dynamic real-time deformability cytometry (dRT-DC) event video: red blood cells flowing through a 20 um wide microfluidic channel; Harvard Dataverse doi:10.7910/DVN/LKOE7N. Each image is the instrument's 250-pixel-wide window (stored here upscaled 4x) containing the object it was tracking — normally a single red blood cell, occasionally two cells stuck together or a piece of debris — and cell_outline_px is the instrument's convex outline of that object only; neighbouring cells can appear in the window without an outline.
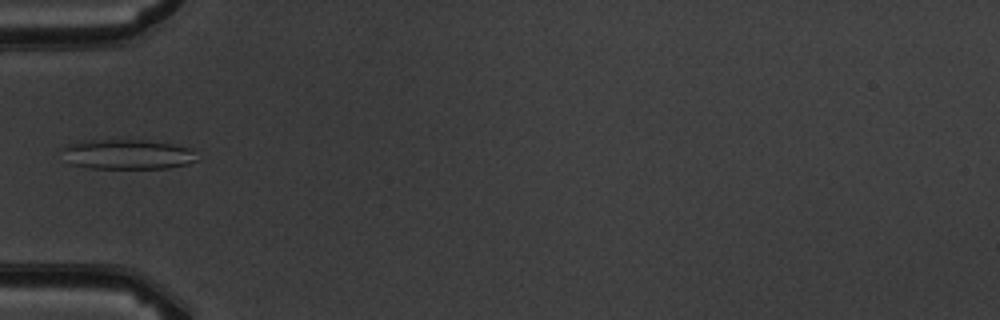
{"species": "common noctule bat (a hibernating species)", "species_latin": "Nyctalus noctula", "temperature_condition": "warm", "stored_images_in_passage": 6, "camera_frame_rate_fps": 3000, "um_per_image_px": 0.085, "animal": {"sex": "male", "body_mass_g": 19.5, "forearm_length_mm": 54.6}, "frame": {"image": 1, "passage_image": 6, "time_ms": 5.667, "image_size_px": [1000, 320], "cell_outline_px": [[200, 160], [188, 164], [168, 168], [92, 168], [68, 164], [60, 148], [68, 144], [84, 140], [144, 140], [172, 144], [192, 148]], "centroid_in_image_um": [10.83, 13.12], "position_along_channel_um": 74.2, "area_um2": 23.81}}